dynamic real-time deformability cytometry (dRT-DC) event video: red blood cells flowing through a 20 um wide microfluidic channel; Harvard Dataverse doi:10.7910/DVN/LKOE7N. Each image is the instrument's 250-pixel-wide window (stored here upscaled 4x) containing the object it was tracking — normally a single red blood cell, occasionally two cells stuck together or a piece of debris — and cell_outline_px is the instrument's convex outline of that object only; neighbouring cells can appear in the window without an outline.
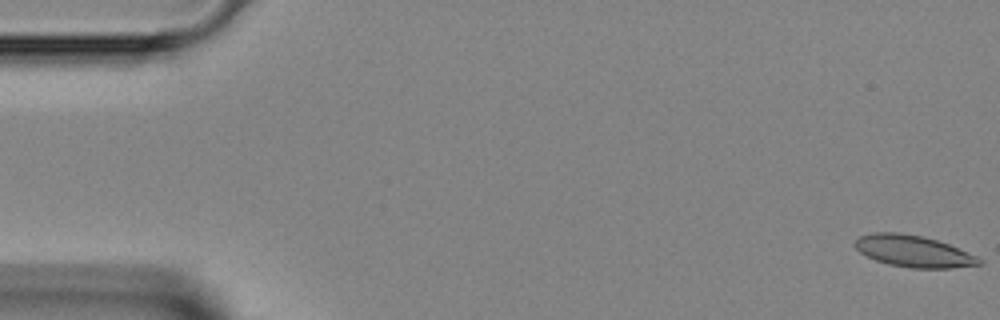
{"species": "Egyptian fruit bat (a non-hibernating species)", "species_latin": "Rousettus aegyptiacus", "temperature_condition": "room temperature", "stored_images_in_passage": 46, "camera_frame_rate_fps": 3000, "um_per_image_px": 0.085, "animal": {"sex": "female"}, "frame": {"image": 1, "passage_image": 1, "time_ms": 0.0, "image_size_px": [1000, 320], "cell_outline_px": [[984, 260], [980, 264], [952, 268], [912, 268], [888, 264], [876, 260], [860, 252], [852, 244], [860, 236], [876, 232], [896, 232], [924, 236], [948, 244], [976, 256]], "centroid_in_image_um": [77.63, 21.35], "position_along_channel_um": 7.4, "area_um2": 22.72}}
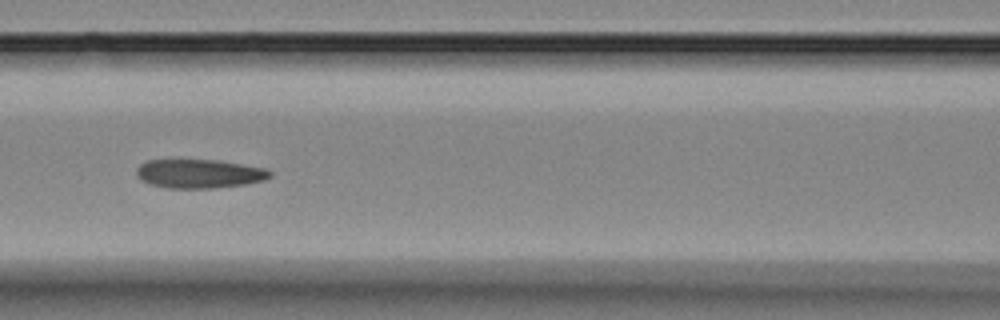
{"frame": {"image": 2, "passage_image": 20, "time_ms": 6.333, "image_size_px": [1000, 320], "cell_outline_px": [[272, 176], [264, 180], [244, 184], [212, 188], [168, 188], [152, 184], [140, 180], [136, 176], [136, 168], [140, 164], [148, 160], [220, 160], [264, 168], [272, 172]], "centroid_in_image_um": [16.92, 14.76], "position_along_channel_um": 149.7, "area_um2": 22.43}}
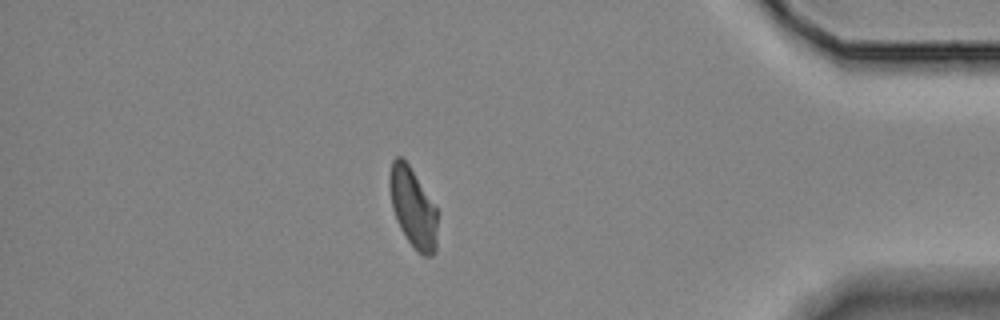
{"frame": {"image": 3, "passage_image": 40, "time_ms": 13.0, "image_size_px": [1000, 320], "cell_outline_px": [[436, 248], [432, 256], [424, 256], [416, 252], [400, 228], [396, 220], [392, 208], [388, 184], [388, 176], [392, 160], [396, 156], [400, 156], [408, 164], [436, 208]], "centroid_in_image_um": [35.06, 17.66], "position_along_channel_um": 400.1, "area_um2": 22.02}}